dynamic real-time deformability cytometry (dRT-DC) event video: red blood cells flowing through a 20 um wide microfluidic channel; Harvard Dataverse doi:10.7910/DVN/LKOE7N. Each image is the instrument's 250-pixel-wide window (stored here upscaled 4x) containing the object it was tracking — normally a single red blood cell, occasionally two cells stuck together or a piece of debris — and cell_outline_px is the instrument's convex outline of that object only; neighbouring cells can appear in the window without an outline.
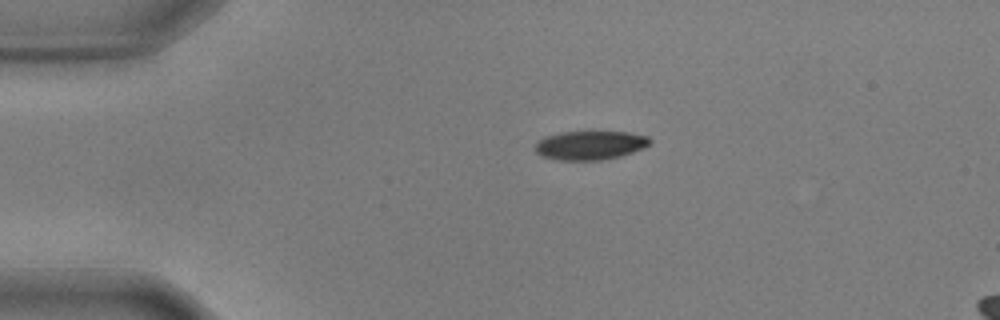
{"species": "common noctule bat (a hibernating species)", "species_latin": "Nyctalus noctula", "temperature_condition": "warm", "stored_images_in_passage": 42, "camera_frame_rate_fps": 3000, "um_per_image_px": 0.085, "animal": {"sex": "male", "body_mass_g": 17.9, "forearm_length_mm": 54.2}, "frame": {"image": 1, "passage_image": 1, "time_ms": 0.0, "image_size_px": [1000, 320], "cell_outline_px": [[652, 140], [644, 148], [620, 156], [600, 160], [556, 160], [544, 156], [536, 152], [536, 144], [544, 136], [560, 132], [628, 132], [648, 136]], "centroid_in_image_um": [50.17, 12.34], "position_along_channel_um": 34.8, "area_um2": 19.19}}
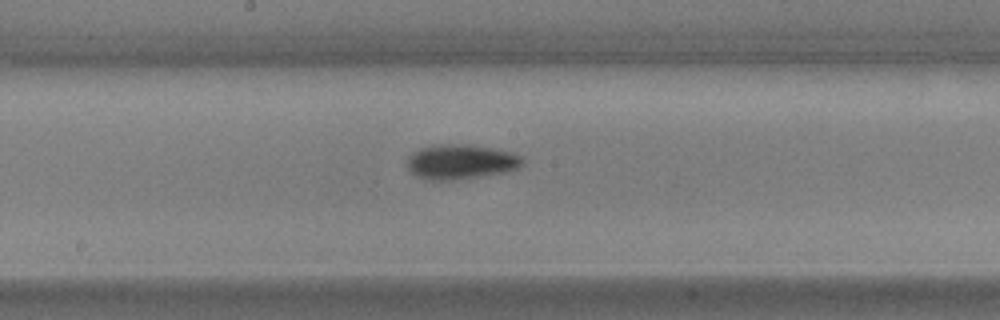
{"frame": {"image": 2, "passage_image": 19, "time_ms": 6.0, "image_size_px": [1000, 320], "cell_outline_px": [[524, 164], [508, 172], [456, 180], [432, 180], [416, 176], [408, 168], [408, 156], [420, 148], [432, 144], [472, 144], [512, 152], [524, 156]], "centroid_in_image_um": [39.21, 13.74], "position_along_channel_um": 209.0, "area_um2": 23.7}}
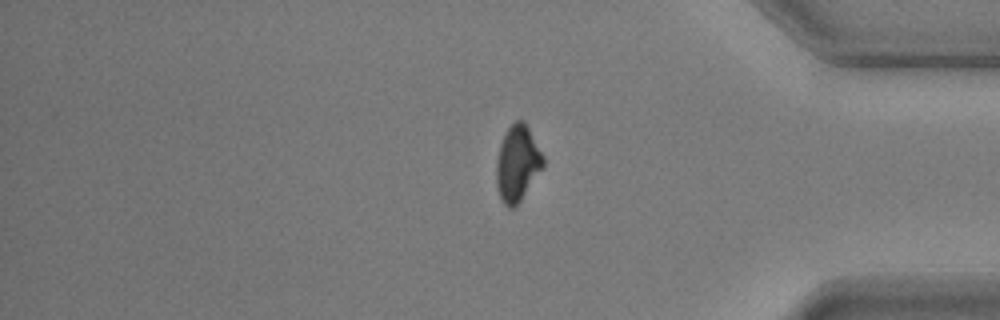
{"frame": {"image": 3, "passage_image": 36, "time_ms": 11.667, "image_size_px": [1000, 320], "cell_outline_px": [[544, 168], [520, 200], [512, 208], [508, 208], [504, 204], [500, 196], [496, 184], [496, 164], [500, 144], [504, 132], [516, 120], [524, 120], [544, 156]], "centroid_in_image_um": [43.99, 13.87], "position_along_channel_um": 391.2, "area_um2": 20.69}}